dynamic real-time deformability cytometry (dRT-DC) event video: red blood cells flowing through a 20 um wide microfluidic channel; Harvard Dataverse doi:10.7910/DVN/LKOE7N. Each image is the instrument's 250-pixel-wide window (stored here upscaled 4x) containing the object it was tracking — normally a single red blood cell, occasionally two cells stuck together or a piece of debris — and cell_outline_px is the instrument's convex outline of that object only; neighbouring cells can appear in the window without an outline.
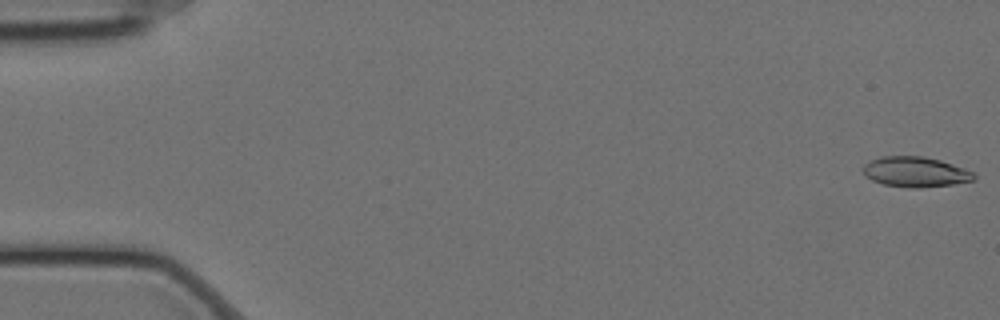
{"species": "Egyptian fruit bat (a non-hibernating species)", "species_latin": "Rousettus aegyptiacus", "temperature_condition": "cold", "stored_images_in_passage": 58, "camera_frame_rate_fps": 3000, "um_per_image_px": 0.085, "animal": {"sex": "female"}, "frame": {"image": 1, "passage_image": 1, "time_ms": 0.0, "image_size_px": [1000, 320], "cell_outline_px": [[976, 180], [952, 184], [920, 188], [912, 188], [884, 184], [872, 180], [864, 172], [864, 164], [880, 156], [924, 156], [940, 160], [964, 168], [972, 172], [976, 176]], "centroid_in_image_um": [77.84, 14.61], "position_along_channel_um": 7.2, "area_um2": 19.36}}
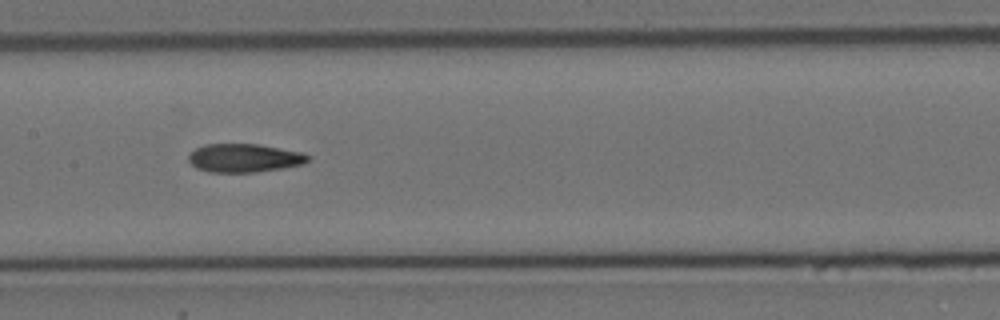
{"frame": {"image": 2, "passage_image": 29, "time_ms": 9.333, "image_size_px": [1000, 320], "cell_outline_px": [[312, 156], [304, 164], [284, 168], [256, 172], [208, 172], [196, 168], [188, 160], [188, 156], [196, 148], [204, 144], [260, 144], [304, 152]], "centroid_in_image_um": [20.81, 13.43], "position_along_channel_um": 186.6, "area_um2": 20.06}}
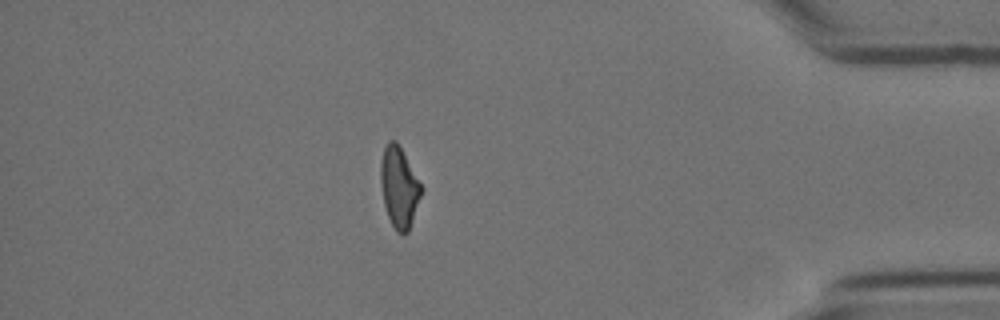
{"frame": {"image": 3, "passage_image": 51, "time_ms": 16.667, "image_size_px": [1000, 320], "cell_outline_px": [[424, 188], [408, 232], [404, 236], [396, 232], [388, 216], [384, 204], [380, 180], [380, 164], [384, 148], [388, 140], [396, 140]], "centroid_in_image_um": [33.93, 15.93], "position_along_channel_um": 401.3, "area_um2": 19.19}, "authors_computed_cell_mechanics": {"area_um2": 19.8254, "velocity_mm_per_s": 3.4677, "shape_relaxation_time_tau1_ms": null, "shape_relaxation_time_tau2_ms": 2.9902, "deformation_change_tau1": null, "deformation_change_tau2": 0.1104}}